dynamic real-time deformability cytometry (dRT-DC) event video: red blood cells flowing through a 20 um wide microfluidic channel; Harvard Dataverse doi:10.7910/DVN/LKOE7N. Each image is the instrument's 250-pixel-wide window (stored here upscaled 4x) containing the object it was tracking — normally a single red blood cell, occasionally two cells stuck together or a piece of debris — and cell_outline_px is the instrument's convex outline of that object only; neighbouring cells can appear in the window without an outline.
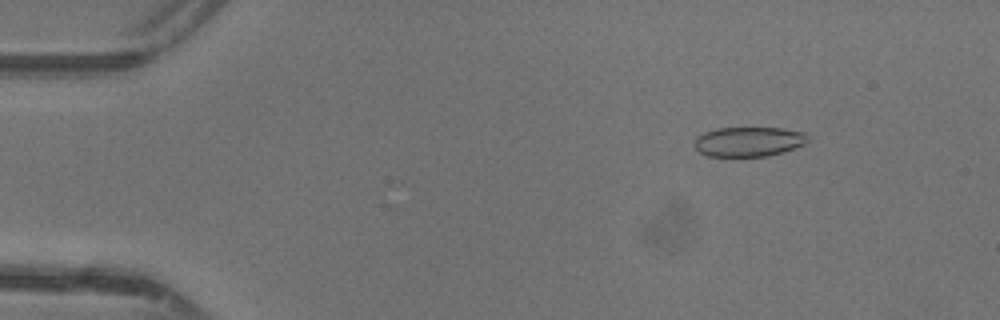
{"species": "common noctule bat (a hibernating species)", "species_latin": "Nyctalus noctula", "temperature_condition": "warm", "stored_images_in_passage": 48, "camera_frame_rate_fps": 3000, "um_per_image_px": 0.085, "animal": {"sex": "female"}, "frame": {"image": 1, "passage_image": 7, "time_ms": 2.0, "image_size_px": [1000, 320], "cell_outline_px": [[808, 140], [804, 144], [768, 156], [708, 156], [700, 152], [696, 148], [696, 136], [704, 132], [716, 128], [784, 128], [804, 132], [808, 136]], "centroid_in_image_um": [63.63, 12.03], "position_along_channel_um": 21.4, "area_um2": 19.42}}
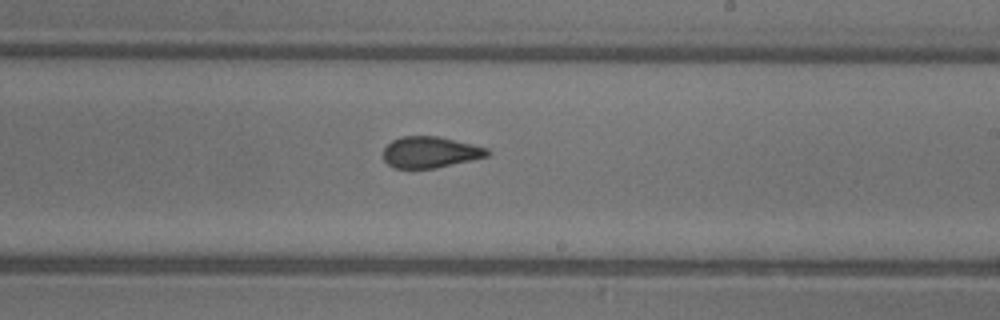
{"frame": {"image": 2, "passage_image": 29, "time_ms": 9.333, "image_size_px": [1000, 320], "cell_outline_px": [[492, 152], [488, 156], [472, 160], [436, 168], [392, 168], [384, 160], [384, 148], [392, 140], [400, 136], [440, 136], [488, 148]], "centroid_in_image_um": [36.59, 12.93], "position_along_channel_um": 252.4, "area_um2": 19.07}}
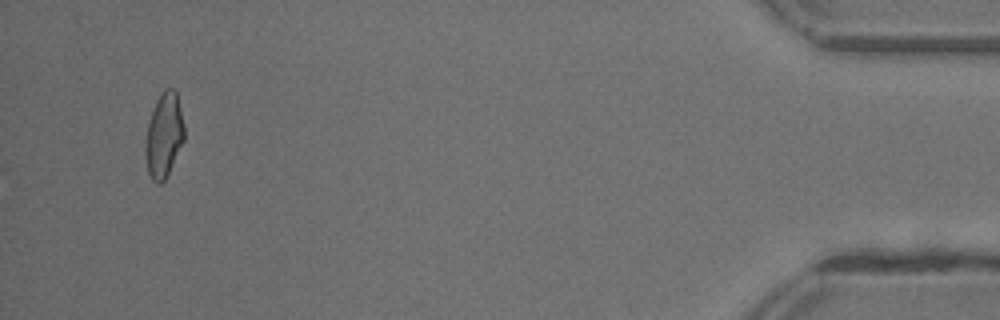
{"frame": {"image": 3, "passage_image": 46, "time_ms": 15.0, "image_size_px": [1000, 320], "cell_outline_px": [[184, 140], [164, 180], [160, 184], [156, 184], [152, 180], [148, 172], [144, 152], [144, 148], [148, 124], [156, 100], [164, 88], [172, 88], [176, 92], [184, 124]], "centroid_in_image_um": [13.92, 11.5], "position_along_channel_um": 421.3, "area_um2": 18.96}, "authors_computed_cell_mechanics": {"area_um2": 19.7676, "velocity_mm_per_s": 4.4026, "shape_relaxation_time_tau1_ms": null, "shape_relaxation_time_tau2_ms": 1.1731, "deformation_change_tau1": null, "deformation_change_tau2": 0.0721}}